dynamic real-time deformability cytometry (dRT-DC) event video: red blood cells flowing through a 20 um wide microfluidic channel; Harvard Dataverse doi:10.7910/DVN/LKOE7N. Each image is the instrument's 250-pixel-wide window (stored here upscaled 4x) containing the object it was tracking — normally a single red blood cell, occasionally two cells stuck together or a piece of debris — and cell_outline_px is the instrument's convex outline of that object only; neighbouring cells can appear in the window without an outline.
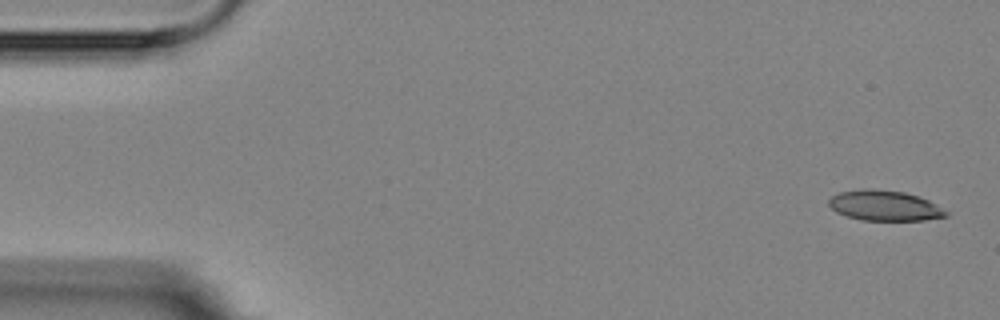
{"species": "Egyptian fruit bat (a non-hibernating species)", "species_latin": "Rousettus aegyptiacus", "temperature_condition": "room temperature", "stored_images_in_passage": 4, "segment_of_instrument_passage": [2, 2], "camera_frame_rate_fps": 3000, "um_per_image_px": 0.085, "animal": {"sex": "female"}, "frame": {"image": 1, "passage_image": 4, "time_ms": 4.333, "image_size_px": [1000, 320], "cell_outline_px": [[948, 216], [924, 220], [860, 220], [836, 212], [828, 204], [828, 200], [832, 196], [840, 192], [864, 188], [872, 188], [904, 192], [928, 200], [936, 204], [948, 212]], "centroid_in_image_um": [75.18, 17.47], "position_along_channel_um": 9.8, "area_um2": 20.63}}